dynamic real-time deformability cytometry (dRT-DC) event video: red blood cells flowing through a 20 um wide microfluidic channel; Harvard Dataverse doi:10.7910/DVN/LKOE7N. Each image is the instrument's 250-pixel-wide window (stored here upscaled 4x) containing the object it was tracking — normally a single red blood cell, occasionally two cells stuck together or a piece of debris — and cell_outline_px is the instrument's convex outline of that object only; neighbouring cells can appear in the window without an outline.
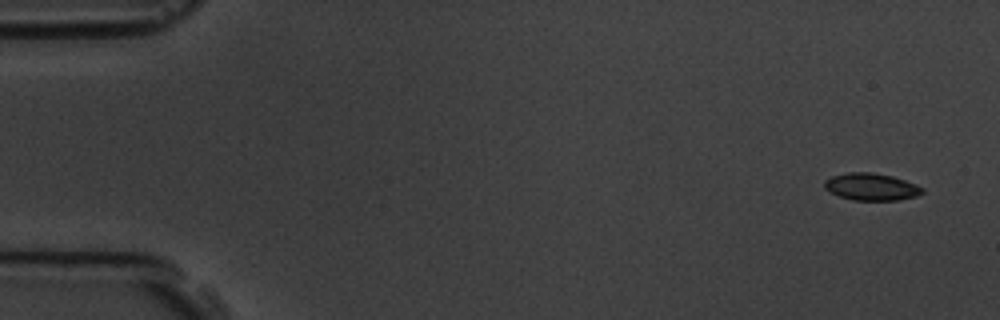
{"species": "common noctule bat (a hibernating species)", "species_latin": "Nyctalus noctula", "temperature_condition": "room temperature", "stored_images_in_passage": 4, "camera_frame_rate_fps": 3000, "um_per_image_px": 0.085, "animal": {"sex": "male", "body_mass_g": 19.5, "forearm_length_mm": 54.6}, "frame": {"image": 1, "passage_image": 1, "time_ms": 0.0, "image_size_px": [1000, 320], "cell_outline_px": [[924, 192], [916, 196], [900, 200], [852, 200], [828, 192], [824, 188], [824, 180], [832, 176], [848, 172], [872, 172], [892, 176], [916, 184], [924, 188]], "centroid_in_image_um": [74.05, 15.88], "position_along_channel_um": 11.0, "area_um2": 15.61}}
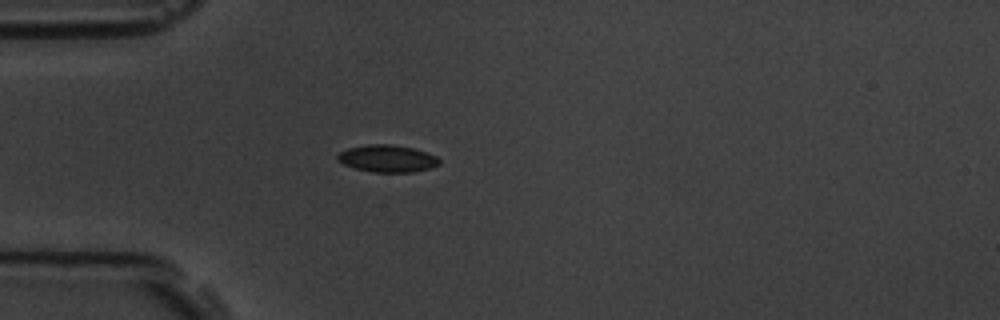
{"frame": {"image": 2, "passage_image": 4, "time_ms": 4.333, "image_size_px": [1000, 320], "cell_outline_px": [[440, 164], [428, 168], [412, 172], [372, 172], [356, 168], [344, 164], [336, 160], [336, 156], [340, 152], [348, 148], [368, 144], [388, 144], [412, 148], [436, 156], [440, 160]], "centroid_in_image_um": [32.89, 13.47], "position_along_channel_um": 52.1, "area_um2": 15.9}}